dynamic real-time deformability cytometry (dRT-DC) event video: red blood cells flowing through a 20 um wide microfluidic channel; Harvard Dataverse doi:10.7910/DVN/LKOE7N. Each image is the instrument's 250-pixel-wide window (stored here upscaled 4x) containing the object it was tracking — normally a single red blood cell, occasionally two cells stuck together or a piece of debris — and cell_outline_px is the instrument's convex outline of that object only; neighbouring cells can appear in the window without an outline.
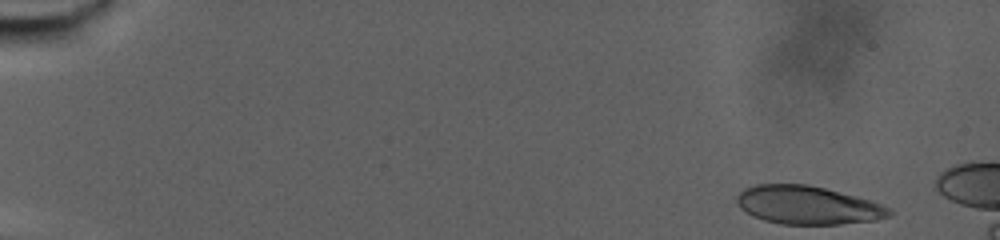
{"species": "human", "species_latin": "Homo sapiens", "temperature_condition": "warm", "stored_images_in_passage": 65, "camera_frame_rate_fps": 3000, "um_per_image_px": 0.085, "donor": {"sex": "male"}, "frame": {"image": 1, "passage_image": 1, "time_ms": 0.0, "image_size_px": [1000, 240], "cell_outline_px": [[892, 216], [876, 220], [840, 224], [780, 224], [764, 220], [752, 216], [740, 208], [736, 200], [736, 196], [744, 188], [756, 184], [808, 184], [872, 200], [888, 208], [892, 212]], "centroid_in_image_um": [68.64, 17.44], "position_along_channel_um": 16.4, "area_um2": 34.1}}
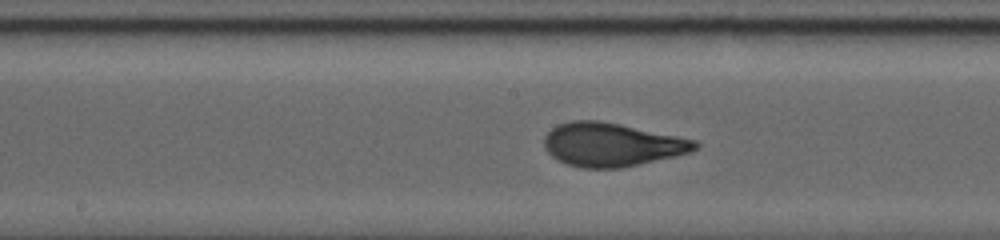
{"frame": {"image": 2, "passage_image": 38, "time_ms": 12.333, "image_size_px": [1000, 240], "cell_outline_px": [[700, 144], [692, 152], [676, 156], [640, 164], [620, 168], [580, 168], [568, 164], [552, 156], [544, 148], [544, 136], [556, 124], [572, 120], [596, 120], [620, 124], [696, 140]], "centroid_in_image_um": [51.99, 12.29], "position_along_channel_um": 196.2, "area_um2": 38.26}}
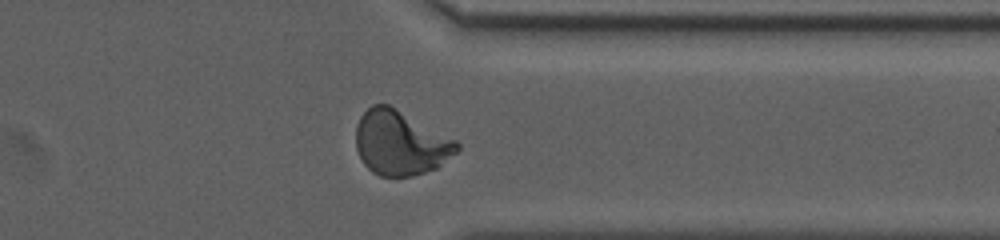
{"frame": {"image": 3, "passage_image": 58, "time_ms": 19.0, "image_size_px": [1000, 240], "cell_outline_px": [[460, 148], [456, 152], [436, 168], [412, 176], [380, 176], [372, 172], [364, 164], [356, 148], [356, 124], [360, 116], [372, 104], [388, 104], [456, 140], [460, 144]], "centroid_in_image_um": [34.01, 12.15], "position_along_channel_um": 377.4, "area_um2": 37.69}, "authors_computed_cell_mechanics": {"area_um2": 36.9342, "velocity_mm_per_s": 2.7358, "shape_relaxation_time_tau1_ms": 7.7563, "shape_relaxation_time_tau2_ms": null, "deformation_change_tau1": 0.263, "deformation_change_tau2": null}}